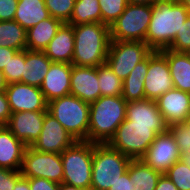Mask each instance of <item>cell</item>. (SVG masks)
Returning <instances> with one entry per match:
<instances>
[{"instance_id":"6da1fadb","label":"cell","mask_w":190,"mask_h":190,"mask_svg":"<svg viewBox=\"0 0 190 190\" xmlns=\"http://www.w3.org/2000/svg\"><path fill=\"white\" fill-rule=\"evenodd\" d=\"M72 65L98 67L105 64L110 44V27L103 23L73 25Z\"/></svg>"},{"instance_id":"7a4b0ae2","label":"cell","mask_w":190,"mask_h":190,"mask_svg":"<svg viewBox=\"0 0 190 190\" xmlns=\"http://www.w3.org/2000/svg\"><path fill=\"white\" fill-rule=\"evenodd\" d=\"M189 14L183 4L158 0L152 5L151 21L144 42L153 51L168 49Z\"/></svg>"},{"instance_id":"3957f363","label":"cell","mask_w":190,"mask_h":190,"mask_svg":"<svg viewBox=\"0 0 190 190\" xmlns=\"http://www.w3.org/2000/svg\"><path fill=\"white\" fill-rule=\"evenodd\" d=\"M127 101L122 96H101L90 103L88 141L105 144L126 119Z\"/></svg>"},{"instance_id":"277c9868","label":"cell","mask_w":190,"mask_h":190,"mask_svg":"<svg viewBox=\"0 0 190 190\" xmlns=\"http://www.w3.org/2000/svg\"><path fill=\"white\" fill-rule=\"evenodd\" d=\"M167 130V125H131L125 119L107 144L131 159H141L156 136Z\"/></svg>"},{"instance_id":"5b68a950","label":"cell","mask_w":190,"mask_h":190,"mask_svg":"<svg viewBox=\"0 0 190 190\" xmlns=\"http://www.w3.org/2000/svg\"><path fill=\"white\" fill-rule=\"evenodd\" d=\"M132 159L107 143H93L92 181L90 190H109L127 171Z\"/></svg>"},{"instance_id":"8992f818","label":"cell","mask_w":190,"mask_h":190,"mask_svg":"<svg viewBox=\"0 0 190 190\" xmlns=\"http://www.w3.org/2000/svg\"><path fill=\"white\" fill-rule=\"evenodd\" d=\"M47 111L76 141H88L90 103L70 94L48 102Z\"/></svg>"},{"instance_id":"52a82bcc","label":"cell","mask_w":190,"mask_h":190,"mask_svg":"<svg viewBox=\"0 0 190 190\" xmlns=\"http://www.w3.org/2000/svg\"><path fill=\"white\" fill-rule=\"evenodd\" d=\"M63 183L90 190L92 181L93 143L76 141L61 153Z\"/></svg>"},{"instance_id":"ba28073f","label":"cell","mask_w":190,"mask_h":190,"mask_svg":"<svg viewBox=\"0 0 190 190\" xmlns=\"http://www.w3.org/2000/svg\"><path fill=\"white\" fill-rule=\"evenodd\" d=\"M151 15L152 5L129 3L110 26V40L144 42Z\"/></svg>"},{"instance_id":"9c48e42d","label":"cell","mask_w":190,"mask_h":190,"mask_svg":"<svg viewBox=\"0 0 190 190\" xmlns=\"http://www.w3.org/2000/svg\"><path fill=\"white\" fill-rule=\"evenodd\" d=\"M152 51L145 42L111 40L106 63L124 81L136 64L143 61Z\"/></svg>"},{"instance_id":"30bf717a","label":"cell","mask_w":190,"mask_h":190,"mask_svg":"<svg viewBox=\"0 0 190 190\" xmlns=\"http://www.w3.org/2000/svg\"><path fill=\"white\" fill-rule=\"evenodd\" d=\"M20 173L26 178H44L58 184L63 183L61 154L40 152L27 146Z\"/></svg>"},{"instance_id":"8fae6325","label":"cell","mask_w":190,"mask_h":190,"mask_svg":"<svg viewBox=\"0 0 190 190\" xmlns=\"http://www.w3.org/2000/svg\"><path fill=\"white\" fill-rule=\"evenodd\" d=\"M174 88L167 58L160 51L148 55V71L144 80L145 98L156 101Z\"/></svg>"},{"instance_id":"7c38bea8","label":"cell","mask_w":190,"mask_h":190,"mask_svg":"<svg viewBox=\"0 0 190 190\" xmlns=\"http://www.w3.org/2000/svg\"><path fill=\"white\" fill-rule=\"evenodd\" d=\"M76 140L50 113H46L39 137L31 147L40 152L61 154L66 148L72 146Z\"/></svg>"},{"instance_id":"4fadbf2b","label":"cell","mask_w":190,"mask_h":190,"mask_svg":"<svg viewBox=\"0 0 190 190\" xmlns=\"http://www.w3.org/2000/svg\"><path fill=\"white\" fill-rule=\"evenodd\" d=\"M141 159L154 170L164 174L176 161L181 159L172 133L167 130L158 134Z\"/></svg>"},{"instance_id":"5bb4252c","label":"cell","mask_w":190,"mask_h":190,"mask_svg":"<svg viewBox=\"0 0 190 190\" xmlns=\"http://www.w3.org/2000/svg\"><path fill=\"white\" fill-rule=\"evenodd\" d=\"M11 113L47 111L48 102L39 87L24 83L7 84L5 90Z\"/></svg>"},{"instance_id":"9a60e30c","label":"cell","mask_w":190,"mask_h":190,"mask_svg":"<svg viewBox=\"0 0 190 190\" xmlns=\"http://www.w3.org/2000/svg\"><path fill=\"white\" fill-rule=\"evenodd\" d=\"M168 127L181 125L190 115V93L172 88L156 101Z\"/></svg>"},{"instance_id":"2e32d148","label":"cell","mask_w":190,"mask_h":190,"mask_svg":"<svg viewBox=\"0 0 190 190\" xmlns=\"http://www.w3.org/2000/svg\"><path fill=\"white\" fill-rule=\"evenodd\" d=\"M48 111H21L12 113L7 128L26 146H31L39 137Z\"/></svg>"},{"instance_id":"e0dca14e","label":"cell","mask_w":190,"mask_h":190,"mask_svg":"<svg viewBox=\"0 0 190 190\" xmlns=\"http://www.w3.org/2000/svg\"><path fill=\"white\" fill-rule=\"evenodd\" d=\"M97 67L72 65L70 94L91 103L101 97Z\"/></svg>"},{"instance_id":"ac0fdd59","label":"cell","mask_w":190,"mask_h":190,"mask_svg":"<svg viewBox=\"0 0 190 190\" xmlns=\"http://www.w3.org/2000/svg\"><path fill=\"white\" fill-rule=\"evenodd\" d=\"M72 64L52 62L40 86L47 102L70 95Z\"/></svg>"},{"instance_id":"d6986e66","label":"cell","mask_w":190,"mask_h":190,"mask_svg":"<svg viewBox=\"0 0 190 190\" xmlns=\"http://www.w3.org/2000/svg\"><path fill=\"white\" fill-rule=\"evenodd\" d=\"M43 52L52 62L72 64L74 54L73 25L63 23Z\"/></svg>"},{"instance_id":"ffe728a7","label":"cell","mask_w":190,"mask_h":190,"mask_svg":"<svg viewBox=\"0 0 190 190\" xmlns=\"http://www.w3.org/2000/svg\"><path fill=\"white\" fill-rule=\"evenodd\" d=\"M26 145L6 125L0 126V167L20 170Z\"/></svg>"},{"instance_id":"44dd1931","label":"cell","mask_w":190,"mask_h":190,"mask_svg":"<svg viewBox=\"0 0 190 190\" xmlns=\"http://www.w3.org/2000/svg\"><path fill=\"white\" fill-rule=\"evenodd\" d=\"M126 119L131 125H167L156 102L146 98L127 102Z\"/></svg>"},{"instance_id":"7402d4cb","label":"cell","mask_w":190,"mask_h":190,"mask_svg":"<svg viewBox=\"0 0 190 190\" xmlns=\"http://www.w3.org/2000/svg\"><path fill=\"white\" fill-rule=\"evenodd\" d=\"M160 52L167 58L174 88L190 93V53L169 49Z\"/></svg>"},{"instance_id":"603a6c76","label":"cell","mask_w":190,"mask_h":190,"mask_svg":"<svg viewBox=\"0 0 190 190\" xmlns=\"http://www.w3.org/2000/svg\"><path fill=\"white\" fill-rule=\"evenodd\" d=\"M51 63L52 61L43 51H30L26 49L22 83L40 88Z\"/></svg>"},{"instance_id":"cb8c5ba5","label":"cell","mask_w":190,"mask_h":190,"mask_svg":"<svg viewBox=\"0 0 190 190\" xmlns=\"http://www.w3.org/2000/svg\"><path fill=\"white\" fill-rule=\"evenodd\" d=\"M62 24L61 20L51 16L28 29L26 33V49L44 51Z\"/></svg>"},{"instance_id":"d4e9b609","label":"cell","mask_w":190,"mask_h":190,"mask_svg":"<svg viewBox=\"0 0 190 190\" xmlns=\"http://www.w3.org/2000/svg\"><path fill=\"white\" fill-rule=\"evenodd\" d=\"M127 171L130 176V190H155L162 175L161 172L154 170L142 159H132Z\"/></svg>"},{"instance_id":"484cf974","label":"cell","mask_w":190,"mask_h":190,"mask_svg":"<svg viewBox=\"0 0 190 190\" xmlns=\"http://www.w3.org/2000/svg\"><path fill=\"white\" fill-rule=\"evenodd\" d=\"M50 17L44 0H18L14 21L18 22L26 31Z\"/></svg>"},{"instance_id":"4316f807","label":"cell","mask_w":190,"mask_h":190,"mask_svg":"<svg viewBox=\"0 0 190 190\" xmlns=\"http://www.w3.org/2000/svg\"><path fill=\"white\" fill-rule=\"evenodd\" d=\"M148 71V56L137 63L130 74L122 81V97L127 101L145 99L144 80Z\"/></svg>"},{"instance_id":"83f0119b","label":"cell","mask_w":190,"mask_h":190,"mask_svg":"<svg viewBox=\"0 0 190 190\" xmlns=\"http://www.w3.org/2000/svg\"><path fill=\"white\" fill-rule=\"evenodd\" d=\"M27 31L16 21H0V46L26 50Z\"/></svg>"},{"instance_id":"f1b7e54d","label":"cell","mask_w":190,"mask_h":190,"mask_svg":"<svg viewBox=\"0 0 190 190\" xmlns=\"http://www.w3.org/2000/svg\"><path fill=\"white\" fill-rule=\"evenodd\" d=\"M102 23L101 10L98 0H76L68 22L70 25Z\"/></svg>"},{"instance_id":"f546056e","label":"cell","mask_w":190,"mask_h":190,"mask_svg":"<svg viewBox=\"0 0 190 190\" xmlns=\"http://www.w3.org/2000/svg\"><path fill=\"white\" fill-rule=\"evenodd\" d=\"M97 74L101 96L122 95V80L113 72L107 63L97 67Z\"/></svg>"},{"instance_id":"4dcf8cb0","label":"cell","mask_w":190,"mask_h":190,"mask_svg":"<svg viewBox=\"0 0 190 190\" xmlns=\"http://www.w3.org/2000/svg\"><path fill=\"white\" fill-rule=\"evenodd\" d=\"M164 174L179 190H190V167L182 159L176 161Z\"/></svg>"},{"instance_id":"1f68e13d","label":"cell","mask_w":190,"mask_h":190,"mask_svg":"<svg viewBox=\"0 0 190 190\" xmlns=\"http://www.w3.org/2000/svg\"><path fill=\"white\" fill-rule=\"evenodd\" d=\"M101 10L102 23L111 26L125 11L128 0H98Z\"/></svg>"},{"instance_id":"d6a6232c","label":"cell","mask_w":190,"mask_h":190,"mask_svg":"<svg viewBox=\"0 0 190 190\" xmlns=\"http://www.w3.org/2000/svg\"><path fill=\"white\" fill-rule=\"evenodd\" d=\"M23 64H25V50L18 51L2 70L6 83H22Z\"/></svg>"},{"instance_id":"836d02e7","label":"cell","mask_w":190,"mask_h":190,"mask_svg":"<svg viewBox=\"0 0 190 190\" xmlns=\"http://www.w3.org/2000/svg\"><path fill=\"white\" fill-rule=\"evenodd\" d=\"M76 0H44L50 16L68 23L71 19Z\"/></svg>"},{"instance_id":"e575fe53","label":"cell","mask_w":190,"mask_h":190,"mask_svg":"<svg viewBox=\"0 0 190 190\" xmlns=\"http://www.w3.org/2000/svg\"><path fill=\"white\" fill-rule=\"evenodd\" d=\"M168 49L176 52L190 53V14L182 24L180 30L177 31V34Z\"/></svg>"},{"instance_id":"d590c367","label":"cell","mask_w":190,"mask_h":190,"mask_svg":"<svg viewBox=\"0 0 190 190\" xmlns=\"http://www.w3.org/2000/svg\"><path fill=\"white\" fill-rule=\"evenodd\" d=\"M168 130L172 133L175 139L179 153L182 155L186 152H190V139L186 128L181 124L170 126L168 127Z\"/></svg>"},{"instance_id":"8d00e7d4","label":"cell","mask_w":190,"mask_h":190,"mask_svg":"<svg viewBox=\"0 0 190 190\" xmlns=\"http://www.w3.org/2000/svg\"><path fill=\"white\" fill-rule=\"evenodd\" d=\"M21 176L20 170L0 167V190H13L17 180Z\"/></svg>"},{"instance_id":"74e56055","label":"cell","mask_w":190,"mask_h":190,"mask_svg":"<svg viewBox=\"0 0 190 190\" xmlns=\"http://www.w3.org/2000/svg\"><path fill=\"white\" fill-rule=\"evenodd\" d=\"M18 0H0V21L14 20Z\"/></svg>"},{"instance_id":"f35d334b","label":"cell","mask_w":190,"mask_h":190,"mask_svg":"<svg viewBox=\"0 0 190 190\" xmlns=\"http://www.w3.org/2000/svg\"><path fill=\"white\" fill-rule=\"evenodd\" d=\"M30 190H59L56 182L44 178H29Z\"/></svg>"},{"instance_id":"ab89813d","label":"cell","mask_w":190,"mask_h":190,"mask_svg":"<svg viewBox=\"0 0 190 190\" xmlns=\"http://www.w3.org/2000/svg\"><path fill=\"white\" fill-rule=\"evenodd\" d=\"M11 114L6 92H0V126L8 123Z\"/></svg>"},{"instance_id":"60d3db41","label":"cell","mask_w":190,"mask_h":190,"mask_svg":"<svg viewBox=\"0 0 190 190\" xmlns=\"http://www.w3.org/2000/svg\"><path fill=\"white\" fill-rule=\"evenodd\" d=\"M18 50L2 47L0 46V70H3L4 67L9 63L10 58H12Z\"/></svg>"},{"instance_id":"b9f144b4","label":"cell","mask_w":190,"mask_h":190,"mask_svg":"<svg viewBox=\"0 0 190 190\" xmlns=\"http://www.w3.org/2000/svg\"><path fill=\"white\" fill-rule=\"evenodd\" d=\"M109 190H130V176L129 172H124L114 186H111Z\"/></svg>"},{"instance_id":"7bdbcfd3","label":"cell","mask_w":190,"mask_h":190,"mask_svg":"<svg viewBox=\"0 0 190 190\" xmlns=\"http://www.w3.org/2000/svg\"><path fill=\"white\" fill-rule=\"evenodd\" d=\"M155 190H179V189L165 174H162L157 182Z\"/></svg>"},{"instance_id":"ee69618b","label":"cell","mask_w":190,"mask_h":190,"mask_svg":"<svg viewBox=\"0 0 190 190\" xmlns=\"http://www.w3.org/2000/svg\"><path fill=\"white\" fill-rule=\"evenodd\" d=\"M13 190H30L29 178L21 176L17 180Z\"/></svg>"},{"instance_id":"f6af8a7d","label":"cell","mask_w":190,"mask_h":190,"mask_svg":"<svg viewBox=\"0 0 190 190\" xmlns=\"http://www.w3.org/2000/svg\"><path fill=\"white\" fill-rule=\"evenodd\" d=\"M158 0H128L132 4L154 5Z\"/></svg>"},{"instance_id":"bcb514c9","label":"cell","mask_w":190,"mask_h":190,"mask_svg":"<svg viewBox=\"0 0 190 190\" xmlns=\"http://www.w3.org/2000/svg\"><path fill=\"white\" fill-rule=\"evenodd\" d=\"M7 88V83L2 70H0V92H4Z\"/></svg>"},{"instance_id":"7dc6e473","label":"cell","mask_w":190,"mask_h":190,"mask_svg":"<svg viewBox=\"0 0 190 190\" xmlns=\"http://www.w3.org/2000/svg\"><path fill=\"white\" fill-rule=\"evenodd\" d=\"M59 190H84V189L78 188V187H75V186H72V185H68L66 183H61L59 185Z\"/></svg>"},{"instance_id":"c3c4849f","label":"cell","mask_w":190,"mask_h":190,"mask_svg":"<svg viewBox=\"0 0 190 190\" xmlns=\"http://www.w3.org/2000/svg\"><path fill=\"white\" fill-rule=\"evenodd\" d=\"M181 159L190 167V152L182 154Z\"/></svg>"},{"instance_id":"681fc988","label":"cell","mask_w":190,"mask_h":190,"mask_svg":"<svg viewBox=\"0 0 190 190\" xmlns=\"http://www.w3.org/2000/svg\"><path fill=\"white\" fill-rule=\"evenodd\" d=\"M182 125L188 131V133H189V139H190V115L186 118V120L184 121V123Z\"/></svg>"},{"instance_id":"f907efd6","label":"cell","mask_w":190,"mask_h":190,"mask_svg":"<svg viewBox=\"0 0 190 190\" xmlns=\"http://www.w3.org/2000/svg\"><path fill=\"white\" fill-rule=\"evenodd\" d=\"M182 4L187 8L190 13V0H183Z\"/></svg>"},{"instance_id":"816d5d0a","label":"cell","mask_w":190,"mask_h":190,"mask_svg":"<svg viewBox=\"0 0 190 190\" xmlns=\"http://www.w3.org/2000/svg\"><path fill=\"white\" fill-rule=\"evenodd\" d=\"M166 1L169 3H172V4H182L183 3V0H166Z\"/></svg>"}]
</instances>
